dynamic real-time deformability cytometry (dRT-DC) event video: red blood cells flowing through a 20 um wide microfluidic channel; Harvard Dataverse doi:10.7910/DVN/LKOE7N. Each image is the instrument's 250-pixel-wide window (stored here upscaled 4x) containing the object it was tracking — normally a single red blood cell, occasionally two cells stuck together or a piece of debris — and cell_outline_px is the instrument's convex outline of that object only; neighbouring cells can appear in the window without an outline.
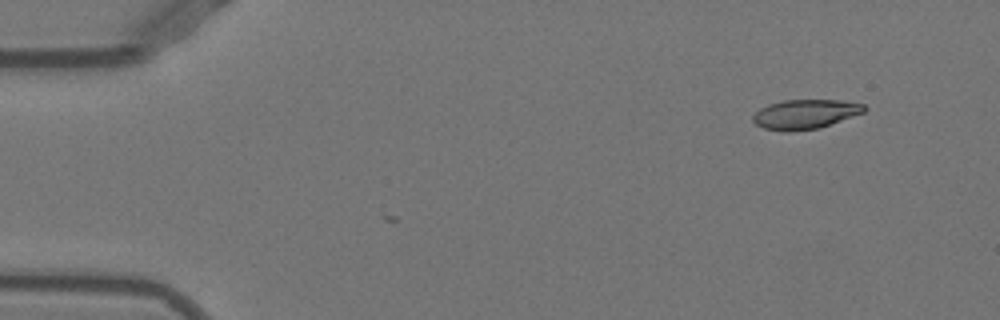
{"species": "Egyptian fruit bat (a non-hibernating species)", "species_latin": "Rousettus aegyptiacus", "temperature_condition": "warm", "stored_images_in_passage": 3, "camera_frame_rate_fps": 3000, "um_per_image_px": 0.085, "animal": {"sex": "female"}, "frame": {"image": 1, "passage_image": 1, "time_ms": 0.0, "image_size_px": [1000, 320], "cell_outline_px": [[868, 108], [864, 112], [820, 128], [788, 132], [784, 132], [764, 128], [756, 124], [752, 120], [752, 116], [760, 108], [768, 104], [784, 100], [840, 100], [864, 104]], "centroid_in_image_um": [68.43, 9.71], "position_along_channel_um": 16.6, "area_um2": 19.19}}